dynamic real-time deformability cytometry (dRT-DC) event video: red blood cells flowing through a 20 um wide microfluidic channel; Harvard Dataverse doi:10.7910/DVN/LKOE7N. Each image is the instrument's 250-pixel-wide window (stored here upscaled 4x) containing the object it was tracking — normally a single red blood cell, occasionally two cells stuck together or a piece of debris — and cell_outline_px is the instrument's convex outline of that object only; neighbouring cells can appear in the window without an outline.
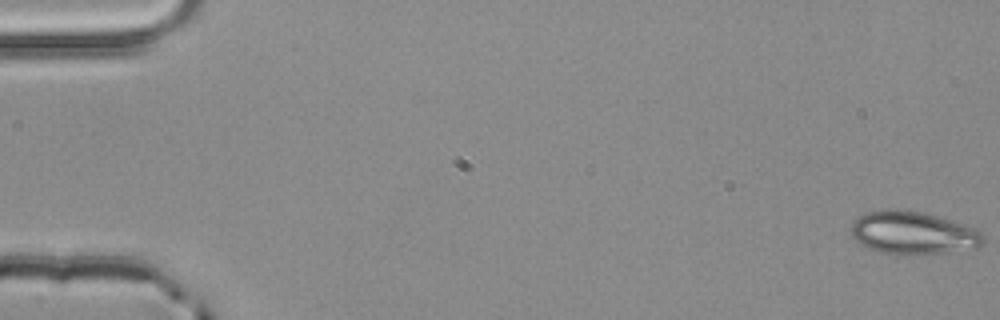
{"species": "common noctule bat (a hibernating species)", "species_latin": "Nyctalus noctula", "temperature_condition": "room temperature", "stored_images_in_passage": 5, "camera_frame_rate_fps": 3000, "um_per_image_px": 0.085, "animal": {"sex": "male", "body_mass_g": 20.4}, "frame": {"image": 1, "passage_image": 1, "time_ms": 0.0, "image_size_px": [1000, 320], "cell_outline_px": [[984, 244], [976, 248], [916, 256], [896, 256], [868, 248], [860, 244], [852, 236], [852, 220], [868, 212], [920, 212], [936, 216], [976, 228], [984, 236]], "centroid_in_image_um": [77.64, 19.87], "position_along_channel_um": 7.4, "area_um2": 32.6}}